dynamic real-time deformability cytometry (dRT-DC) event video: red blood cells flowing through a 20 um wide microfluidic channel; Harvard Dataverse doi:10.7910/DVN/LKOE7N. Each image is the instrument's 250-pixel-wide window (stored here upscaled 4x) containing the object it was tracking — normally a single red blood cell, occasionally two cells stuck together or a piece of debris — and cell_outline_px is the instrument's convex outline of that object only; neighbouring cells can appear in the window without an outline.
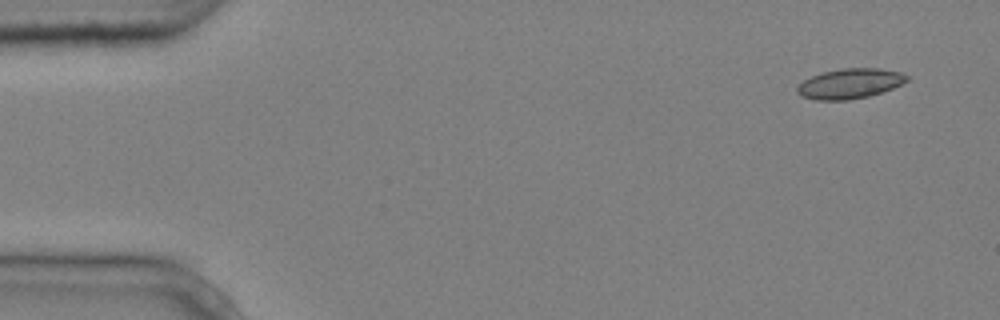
{"species": "common noctule bat (a hibernating species)", "species_latin": "Nyctalus noctula", "temperature_condition": "cold", "stored_images_in_passage": 8, "camera_frame_rate_fps": 3000, "um_per_image_px": 0.085, "animal": {"sex": "male", "body_mass_g": 20.4}, "frame": {"image": 1, "passage_image": 1, "time_ms": 0.0, "image_size_px": [1000, 320], "cell_outline_px": [[908, 80], [892, 88], [868, 96], [848, 100], [816, 100], [800, 96], [796, 92], [796, 88], [804, 80], [812, 76], [824, 72], [840, 68], [876, 68], [900, 72], [908, 76]], "centroid_in_image_um": [72.2, 7.11], "position_along_channel_um": 12.8, "area_um2": 19.02}}
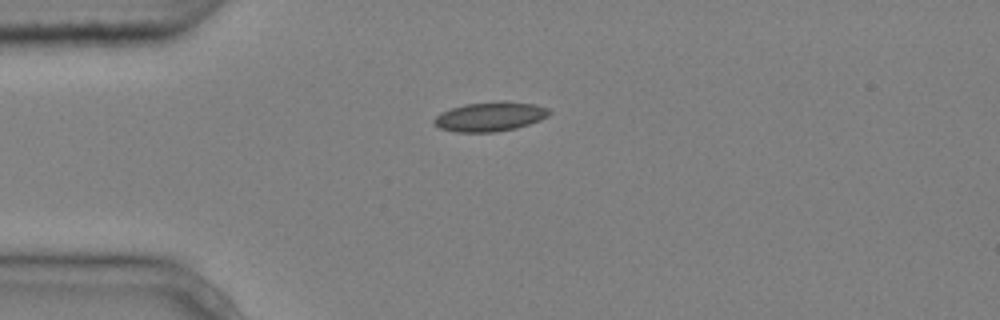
{"frame": {"image": 2, "passage_image": 4, "time_ms": 1.0, "image_size_px": [1000, 320], "cell_outline_px": [[552, 112], [548, 116], [540, 120], [516, 128], [496, 132], [456, 132], [440, 128], [432, 124], [432, 120], [440, 112], [464, 104], [504, 100], [536, 104], [548, 108]], "centroid_in_image_um": [41.65, 9.9], "position_along_channel_um": 43.3, "area_um2": 20.0}}
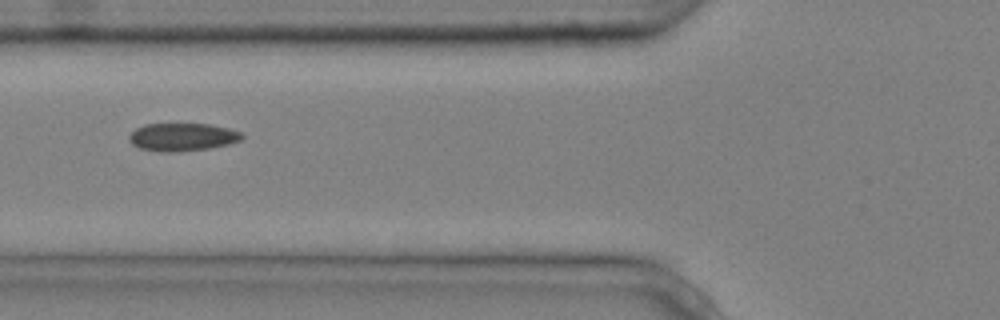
{"frame": {"image": 3, "passage_image": 6, "time_ms": 1.667, "image_size_px": [1000, 320], "cell_outline_px": [[244, 136], [240, 140], [228, 144], [208, 148], [180, 152], [160, 152], [140, 148], [132, 144], [128, 140], [128, 136], [136, 128], [144, 124], [208, 124], [228, 128], [240, 132]], "centroid_in_image_um": [15.46, 11.65], "position_along_channel_um": 110.3, "area_um2": 18.32}}